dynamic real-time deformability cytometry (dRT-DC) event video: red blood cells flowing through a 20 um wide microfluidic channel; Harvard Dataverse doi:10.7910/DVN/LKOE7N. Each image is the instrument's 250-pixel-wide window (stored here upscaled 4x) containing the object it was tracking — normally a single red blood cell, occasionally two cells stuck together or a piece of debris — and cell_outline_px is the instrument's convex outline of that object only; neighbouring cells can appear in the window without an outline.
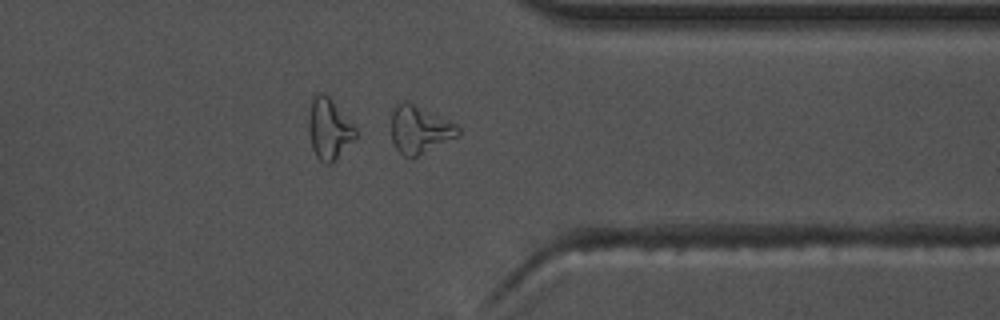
{"species": "common noctule bat (a hibernating species)", "species_latin": "Nyctalus noctula", "temperature_condition": "warm", "stored_images_in_passage": 39, "camera_frame_rate_fps": 3000, "um_per_image_px": 0.085, "animal": {"sex": "male", "body_mass_g": 17.5, "forearm_length_mm": 52.3}, "frame": {"image": 1, "passage_image": 28, "time_ms": 9.0, "image_size_px": [1000, 320], "cell_outline_px": [[460, 136], [416, 156], [404, 156], [396, 148], [392, 140], [392, 108], [396, 104], [404, 100], [408, 100], [456, 124], [460, 128]], "centroid_in_image_um": [35.67, 10.97], "position_along_channel_um": 375.7, "area_um2": 18.55}, "authors_computed_cell_mechanics": {"area_um2": 15.1436, "velocity_mm_per_s": 3.6813, "shape_relaxation_time_tau1_ms": 6.7063, "shape_relaxation_time_tau2_ms": null, "deformation_change_tau1": 0.2863, "deformation_change_tau2": null}}